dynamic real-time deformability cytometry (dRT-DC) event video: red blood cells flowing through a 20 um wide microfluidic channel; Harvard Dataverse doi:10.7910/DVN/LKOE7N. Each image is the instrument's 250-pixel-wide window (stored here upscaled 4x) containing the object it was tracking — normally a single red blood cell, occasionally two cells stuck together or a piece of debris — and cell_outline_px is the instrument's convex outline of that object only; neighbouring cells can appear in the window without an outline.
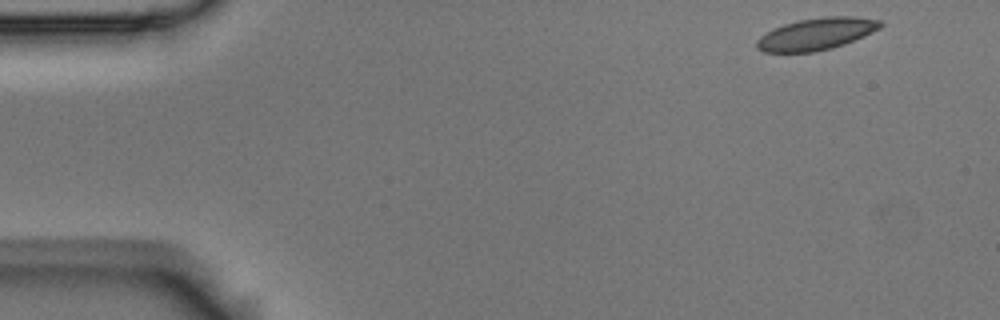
{"species": "Egyptian fruit bat (a non-hibernating species)", "species_latin": "Rousettus aegyptiacus", "temperature_condition": "room temperature", "stored_images_in_passage": 6, "camera_frame_rate_fps": 3000, "um_per_image_px": 0.085, "animal": {"sex": "male"}, "frame": {"image": 1, "passage_image": 1, "time_ms": 0.0, "image_size_px": [1000, 320], "cell_outline_px": [[884, 24], [880, 28], [864, 36], [844, 44], [832, 48], [812, 52], [764, 52], [756, 48], [756, 40], [760, 36], [772, 28], [784, 24], [800, 20], [824, 16], [856, 16], [880, 20]], "centroid_in_image_um": [69.38, 2.88], "position_along_channel_um": 15.6, "area_um2": 23.12}}
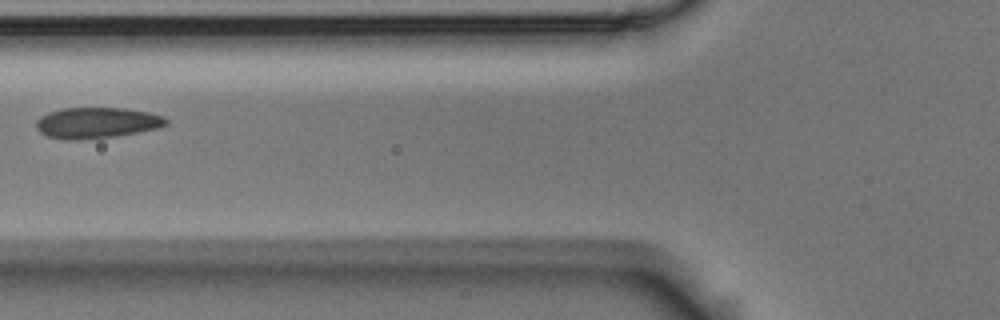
{"frame": {"image": 2, "passage_image": 5, "time_ms": 1.333, "image_size_px": [1000, 320], "cell_outline_px": [[168, 124], [156, 128], [116, 136], [80, 140], [68, 140], [48, 136], [40, 132], [36, 128], [36, 120], [40, 116], [48, 112], [60, 108], [124, 108], [148, 112], [164, 116], [168, 120]], "centroid_in_image_um": [8.2, 10.43], "position_along_channel_um": 117.6, "area_um2": 23.41}}
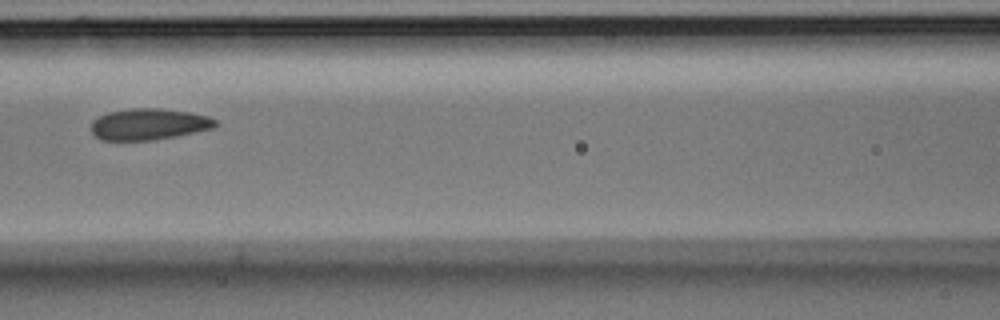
{"frame": {"image": 3, "passage_image": 6, "time_ms": 1.667, "image_size_px": [1000, 320], "cell_outline_px": [[216, 124], [212, 128], [196, 132], [176, 136], [152, 140], [100, 140], [92, 132], [92, 120], [108, 112], [132, 108], [160, 108], [188, 112], [208, 116], [216, 120]], "centroid_in_image_um": [12.63, 10.55], "position_along_channel_um": 154.0, "area_um2": 22.54}}